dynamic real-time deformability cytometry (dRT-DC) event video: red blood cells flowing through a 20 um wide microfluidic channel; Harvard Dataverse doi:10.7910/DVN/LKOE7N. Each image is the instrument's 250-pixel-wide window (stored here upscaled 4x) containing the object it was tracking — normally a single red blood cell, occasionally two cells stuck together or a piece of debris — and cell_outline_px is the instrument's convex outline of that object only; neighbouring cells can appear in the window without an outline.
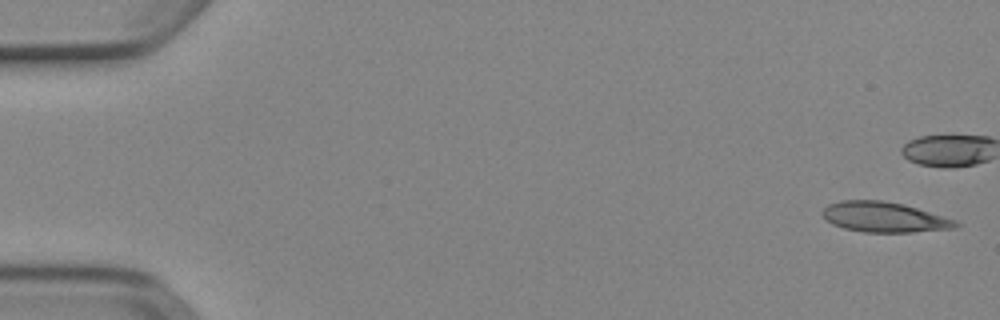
{"species": "Egyptian fruit bat (a non-hibernating species)", "species_latin": "Rousettus aegyptiacus", "temperature_condition": "cold", "stored_images_in_passage": 41, "camera_frame_rate_fps": 3000, "um_per_image_px": 0.085, "animal": {"sex": "female"}, "frame": {"image": 1, "passage_image": 1, "time_ms": 0.0, "image_size_px": [1000, 320], "cell_outline_px": [[960, 224], [956, 228], [912, 232], [864, 232], [844, 228], [832, 224], [820, 212], [828, 204], [840, 200], [884, 200], [904, 204], [956, 220]], "centroid_in_image_um": [75.15, 18.45], "position_along_channel_um": 9.8, "area_um2": 23.47}}